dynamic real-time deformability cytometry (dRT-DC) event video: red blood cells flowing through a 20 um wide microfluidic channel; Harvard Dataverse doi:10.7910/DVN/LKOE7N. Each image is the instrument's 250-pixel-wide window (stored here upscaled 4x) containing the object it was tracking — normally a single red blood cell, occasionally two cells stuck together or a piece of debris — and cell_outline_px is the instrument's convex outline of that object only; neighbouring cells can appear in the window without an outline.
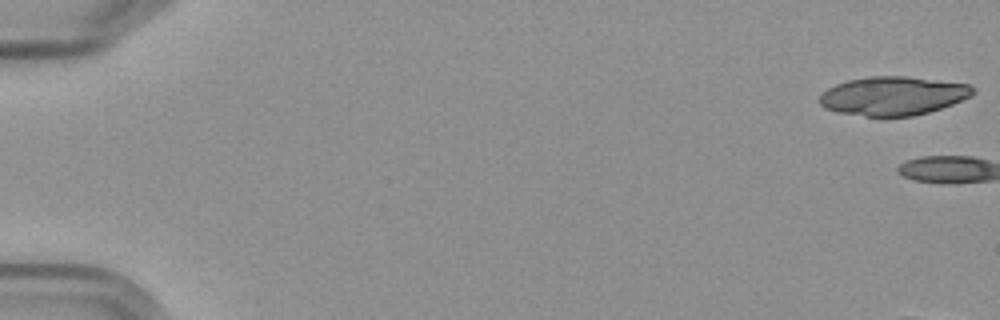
{"species": "Egyptian fruit bat (a non-hibernating species)", "species_latin": "Rousettus aegyptiacus", "temperature_condition": "cold", "stored_images_in_passage": 9, "camera_frame_rate_fps": 3000, "um_per_image_px": 0.085, "frame": {"image": 1, "passage_image": 1, "time_ms": 0.0, "image_size_px": [1000, 320], "cell_outline_px": [[976, 92], [972, 96], [952, 104], [928, 112], [912, 116], [864, 116], [836, 112], [824, 108], [816, 100], [828, 88], [836, 84], [848, 80], [868, 76], [904, 76], [968, 84]], "centroid_in_image_um": [75.87, 8.15], "position_along_channel_um": 9.1, "area_um2": 34.56}}